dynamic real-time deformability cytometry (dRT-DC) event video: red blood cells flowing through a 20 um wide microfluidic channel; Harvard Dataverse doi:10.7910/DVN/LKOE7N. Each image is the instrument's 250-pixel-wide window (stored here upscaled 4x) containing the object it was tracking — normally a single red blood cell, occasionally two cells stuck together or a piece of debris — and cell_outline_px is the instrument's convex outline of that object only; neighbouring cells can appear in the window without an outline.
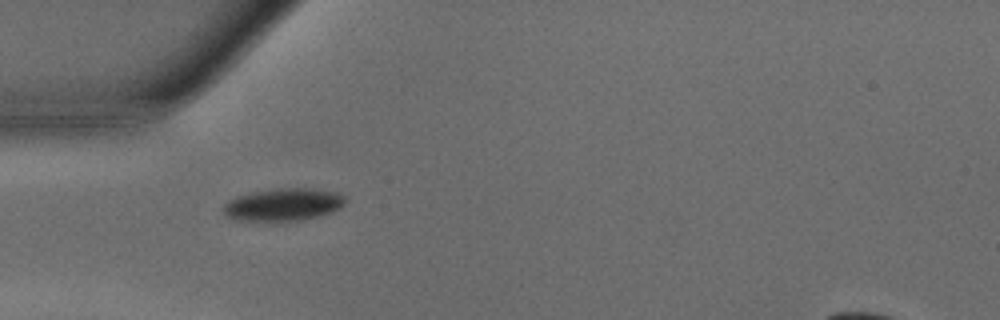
{"species": "common noctule bat (a hibernating species)", "species_latin": "Nyctalus noctula", "temperature_condition": "warm", "stored_images_in_passage": 33, "camera_frame_rate_fps": 3000, "um_per_image_px": 0.085, "animal": {"sex": "male", "body_mass_g": 15.6}, "frame": {"image": 1, "passage_image": 1, "time_ms": 0.0, "image_size_px": [1000, 320], "cell_outline_px": [[344, 204], [340, 208], [332, 212], [300, 220], [236, 220], [224, 216], [220, 208], [228, 200], [236, 196], [276, 188], [308, 188], [340, 192], [344, 196]], "centroid_in_image_um": [24.04, 17.38], "position_along_channel_um": 61.0, "area_um2": 23.06}}
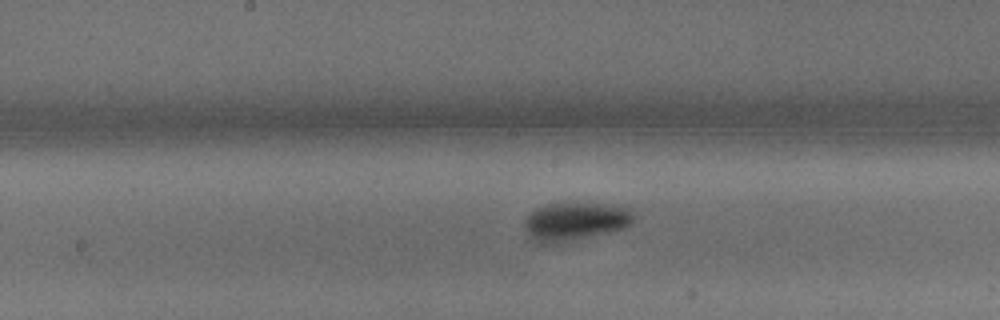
{"frame": {"image": 2, "passage_image": 11, "time_ms": 3.333, "image_size_px": [1000, 320], "cell_outline_px": [[632, 220], [628, 224], [620, 228], [608, 232], [548, 244], [540, 244], [524, 228], [524, 220], [528, 212], [536, 208], [548, 204], [604, 204], [624, 208], [632, 212]], "centroid_in_image_um": [48.79, 18.81], "position_along_channel_um": 199.4, "area_um2": 23.29}}
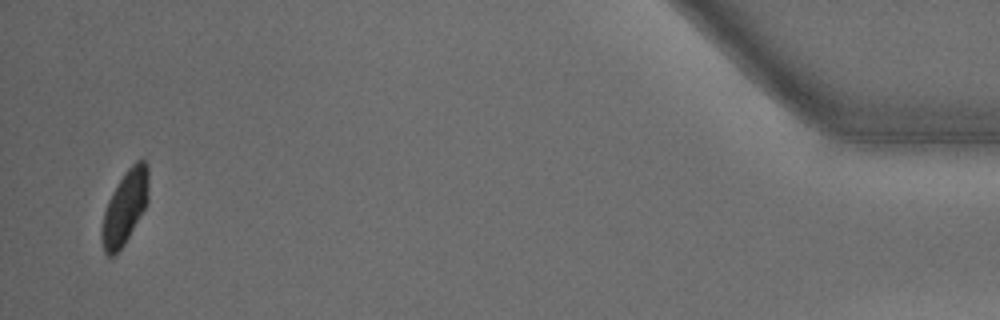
{"frame": {"image": 3, "passage_image": 33, "time_ms": 10.667, "image_size_px": [1000, 320], "cell_outline_px": [[148, 200], [144, 208], [124, 244], [112, 256], [108, 256], [104, 252], [100, 236], [100, 228], [104, 212], [108, 200], [112, 192], [128, 168], [136, 160], [144, 160], [148, 164]], "centroid_in_image_um": [10.6, 17.62], "position_along_channel_um": 424.6, "area_um2": 19.83}, "authors_computed_cell_mechanics": {"area_um2": 22.8888, "velocity_mm_per_s": 4.2069, "shape_relaxation_time_tau1_ms": 3.6781, "shape_relaxation_time_tau2_ms": null, "deformation_change_tau1": 0.1225, "deformation_change_tau2": null}}